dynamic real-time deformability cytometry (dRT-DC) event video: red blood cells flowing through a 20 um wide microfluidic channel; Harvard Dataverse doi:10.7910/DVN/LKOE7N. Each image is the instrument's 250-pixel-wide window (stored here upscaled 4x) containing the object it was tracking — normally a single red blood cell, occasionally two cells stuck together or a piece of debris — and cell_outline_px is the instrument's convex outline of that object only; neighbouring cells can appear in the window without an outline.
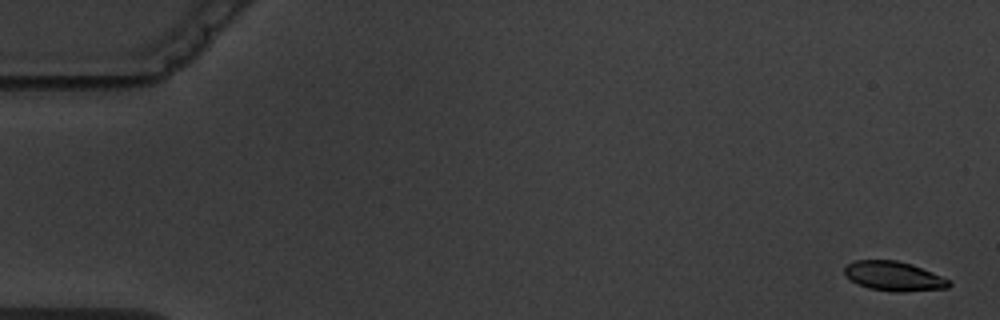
{"species": "common noctule bat (a hibernating species)", "species_latin": "Nyctalus noctula", "temperature_condition": "warm", "stored_images_in_passage": 6, "camera_frame_rate_fps": 3000, "um_per_image_px": 0.085, "animal": {"sex": "male", "body_mass_g": 19.5, "forearm_length_mm": 54.6}, "frame": {"image": 1, "passage_image": 1, "time_ms": 0.0, "image_size_px": [1000, 320], "cell_outline_px": [[952, 284], [948, 288], [904, 292], [896, 292], [868, 288], [856, 284], [844, 276], [844, 268], [848, 264], [856, 260], [896, 260], [912, 264], [952, 280]], "centroid_in_image_um": [75.98, 23.48], "position_along_channel_um": 9.0, "area_um2": 18.21}}